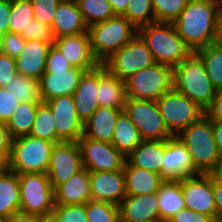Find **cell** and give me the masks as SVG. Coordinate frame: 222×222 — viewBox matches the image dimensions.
I'll use <instances>...</instances> for the list:
<instances>
[{
    "instance_id": "11",
    "label": "cell",
    "mask_w": 222,
    "mask_h": 222,
    "mask_svg": "<svg viewBox=\"0 0 222 222\" xmlns=\"http://www.w3.org/2000/svg\"><path fill=\"white\" fill-rule=\"evenodd\" d=\"M124 111L143 140H167L174 136L167 128L156 101L126 98Z\"/></svg>"
},
{
    "instance_id": "16",
    "label": "cell",
    "mask_w": 222,
    "mask_h": 222,
    "mask_svg": "<svg viewBox=\"0 0 222 222\" xmlns=\"http://www.w3.org/2000/svg\"><path fill=\"white\" fill-rule=\"evenodd\" d=\"M198 174L191 155L178 136L167 139L160 175L165 180H181Z\"/></svg>"
},
{
    "instance_id": "4",
    "label": "cell",
    "mask_w": 222,
    "mask_h": 222,
    "mask_svg": "<svg viewBox=\"0 0 222 222\" xmlns=\"http://www.w3.org/2000/svg\"><path fill=\"white\" fill-rule=\"evenodd\" d=\"M94 57L102 64L114 52L132 40L138 29L125 17L115 15L88 27Z\"/></svg>"
},
{
    "instance_id": "38",
    "label": "cell",
    "mask_w": 222,
    "mask_h": 222,
    "mask_svg": "<svg viewBox=\"0 0 222 222\" xmlns=\"http://www.w3.org/2000/svg\"><path fill=\"white\" fill-rule=\"evenodd\" d=\"M122 16L137 29L155 22L152 0H129L127 9Z\"/></svg>"
},
{
    "instance_id": "46",
    "label": "cell",
    "mask_w": 222,
    "mask_h": 222,
    "mask_svg": "<svg viewBox=\"0 0 222 222\" xmlns=\"http://www.w3.org/2000/svg\"><path fill=\"white\" fill-rule=\"evenodd\" d=\"M19 103L12 93L0 87V120L6 123Z\"/></svg>"
},
{
    "instance_id": "29",
    "label": "cell",
    "mask_w": 222,
    "mask_h": 222,
    "mask_svg": "<svg viewBox=\"0 0 222 222\" xmlns=\"http://www.w3.org/2000/svg\"><path fill=\"white\" fill-rule=\"evenodd\" d=\"M156 193L161 221H168L178 211L185 209L181 180H164Z\"/></svg>"
},
{
    "instance_id": "2",
    "label": "cell",
    "mask_w": 222,
    "mask_h": 222,
    "mask_svg": "<svg viewBox=\"0 0 222 222\" xmlns=\"http://www.w3.org/2000/svg\"><path fill=\"white\" fill-rule=\"evenodd\" d=\"M138 35L146 43L156 63L172 69L193 53L172 23H149L138 28Z\"/></svg>"
},
{
    "instance_id": "59",
    "label": "cell",
    "mask_w": 222,
    "mask_h": 222,
    "mask_svg": "<svg viewBox=\"0 0 222 222\" xmlns=\"http://www.w3.org/2000/svg\"><path fill=\"white\" fill-rule=\"evenodd\" d=\"M8 169L7 161L4 160L0 163V177Z\"/></svg>"
},
{
    "instance_id": "18",
    "label": "cell",
    "mask_w": 222,
    "mask_h": 222,
    "mask_svg": "<svg viewBox=\"0 0 222 222\" xmlns=\"http://www.w3.org/2000/svg\"><path fill=\"white\" fill-rule=\"evenodd\" d=\"M91 200L119 205L126 196L124 170L90 171Z\"/></svg>"
},
{
    "instance_id": "3",
    "label": "cell",
    "mask_w": 222,
    "mask_h": 222,
    "mask_svg": "<svg viewBox=\"0 0 222 222\" xmlns=\"http://www.w3.org/2000/svg\"><path fill=\"white\" fill-rule=\"evenodd\" d=\"M173 88L206 110L216 95L201 58L193 52L173 68Z\"/></svg>"
},
{
    "instance_id": "54",
    "label": "cell",
    "mask_w": 222,
    "mask_h": 222,
    "mask_svg": "<svg viewBox=\"0 0 222 222\" xmlns=\"http://www.w3.org/2000/svg\"><path fill=\"white\" fill-rule=\"evenodd\" d=\"M5 222H37V215H31L19 212L7 217L5 219Z\"/></svg>"
},
{
    "instance_id": "56",
    "label": "cell",
    "mask_w": 222,
    "mask_h": 222,
    "mask_svg": "<svg viewBox=\"0 0 222 222\" xmlns=\"http://www.w3.org/2000/svg\"><path fill=\"white\" fill-rule=\"evenodd\" d=\"M208 174L213 180L222 181V155H220L213 169Z\"/></svg>"
},
{
    "instance_id": "33",
    "label": "cell",
    "mask_w": 222,
    "mask_h": 222,
    "mask_svg": "<svg viewBox=\"0 0 222 222\" xmlns=\"http://www.w3.org/2000/svg\"><path fill=\"white\" fill-rule=\"evenodd\" d=\"M195 53L201 58L206 74L216 90L222 89V45L212 42Z\"/></svg>"
},
{
    "instance_id": "24",
    "label": "cell",
    "mask_w": 222,
    "mask_h": 222,
    "mask_svg": "<svg viewBox=\"0 0 222 222\" xmlns=\"http://www.w3.org/2000/svg\"><path fill=\"white\" fill-rule=\"evenodd\" d=\"M97 100L99 107L124 110L126 100L125 82L111 74L103 64L98 65Z\"/></svg>"
},
{
    "instance_id": "31",
    "label": "cell",
    "mask_w": 222,
    "mask_h": 222,
    "mask_svg": "<svg viewBox=\"0 0 222 222\" xmlns=\"http://www.w3.org/2000/svg\"><path fill=\"white\" fill-rule=\"evenodd\" d=\"M18 174L7 169L0 177V216L9 217L20 212Z\"/></svg>"
},
{
    "instance_id": "41",
    "label": "cell",
    "mask_w": 222,
    "mask_h": 222,
    "mask_svg": "<svg viewBox=\"0 0 222 222\" xmlns=\"http://www.w3.org/2000/svg\"><path fill=\"white\" fill-rule=\"evenodd\" d=\"M60 222H88L86 203L84 204H55L52 210Z\"/></svg>"
},
{
    "instance_id": "23",
    "label": "cell",
    "mask_w": 222,
    "mask_h": 222,
    "mask_svg": "<svg viewBox=\"0 0 222 222\" xmlns=\"http://www.w3.org/2000/svg\"><path fill=\"white\" fill-rule=\"evenodd\" d=\"M91 200L90 171L83 167L54 189V204H84Z\"/></svg>"
},
{
    "instance_id": "51",
    "label": "cell",
    "mask_w": 222,
    "mask_h": 222,
    "mask_svg": "<svg viewBox=\"0 0 222 222\" xmlns=\"http://www.w3.org/2000/svg\"><path fill=\"white\" fill-rule=\"evenodd\" d=\"M11 11V0H0V36L9 32L8 19Z\"/></svg>"
},
{
    "instance_id": "43",
    "label": "cell",
    "mask_w": 222,
    "mask_h": 222,
    "mask_svg": "<svg viewBox=\"0 0 222 222\" xmlns=\"http://www.w3.org/2000/svg\"><path fill=\"white\" fill-rule=\"evenodd\" d=\"M33 6L34 19L51 26L60 0H30Z\"/></svg>"
},
{
    "instance_id": "8",
    "label": "cell",
    "mask_w": 222,
    "mask_h": 222,
    "mask_svg": "<svg viewBox=\"0 0 222 222\" xmlns=\"http://www.w3.org/2000/svg\"><path fill=\"white\" fill-rule=\"evenodd\" d=\"M156 103L167 128L174 136L205 115L204 109L173 87Z\"/></svg>"
},
{
    "instance_id": "14",
    "label": "cell",
    "mask_w": 222,
    "mask_h": 222,
    "mask_svg": "<svg viewBox=\"0 0 222 222\" xmlns=\"http://www.w3.org/2000/svg\"><path fill=\"white\" fill-rule=\"evenodd\" d=\"M181 190L186 209L208 215L217 221L212 178L209 174H198L181 179Z\"/></svg>"
},
{
    "instance_id": "19",
    "label": "cell",
    "mask_w": 222,
    "mask_h": 222,
    "mask_svg": "<svg viewBox=\"0 0 222 222\" xmlns=\"http://www.w3.org/2000/svg\"><path fill=\"white\" fill-rule=\"evenodd\" d=\"M84 72V69L76 67L66 71H45L39 79L41 101L72 95Z\"/></svg>"
},
{
    "instance_id": "58",
    "label": "cell",
    "mask_w": 222,
    "mask_h": 222,
    "mask_svg": "<svg viewBox=\"0 0 222 222\" xmlns=\"http://www.w3.org/2000/svg\"><path fill=\"white\" fill-rule=\"evenodd\" d=\"M214 42L222 45V11L217 20L216 37Z\"/></svg>"
},
{
    "instance_id": "20",
    "label": "cell",
    "mask_w": 222,
    "mask_h": 222,
    "mask_svg": "<svg viewBox=\"0 0 222 222\" xmlns=\"http://www.w3.org/2000/svg\"><path fill=\"white\" fill-rule=\"evenodd\" d=\"M120 222H161L157 193L126 195L119 204Z\"/></svg>"
},
{
    "instance_id": "35",
    "label": "cell",
    "mask_w": 222,
    "mask_h": 222,
    "mask_svg": "<svg viewBox=\"0 0 222 222\" xmlns=\"http://www.w3.org/2000/svg\"><path fill=\"white\" fill-rule=\"evenodd\" d=\"M29 135L56 143V129L50 106L41 101Z\"/></svg>"
},
{
    "instance_id": "62",
    "label": "cell",
    "mask_w": 222,
    "mask_h": 222,
    "mask_svg": "<svg viewBox=\"0 0 222 222\" xmlns=\"http://www.w3.org/2000/svg\"><path fill=\"white\" fill-rule=\"evenodd\" d=\"M220 7H221V11H222V0H218Z\"/></svg>"
},
{
    "instance_id": "28",
    "label": "cell",
    "mask_w": 222,
    "mask_h": 222,
    "mask_svg": "<svg viewBox=\"0 0 222 222\" xmlns=\"http://www.w3.org/2000/svg\"><path fill=\"white\" fill-rule=\"evenodd\" d=\"M166 140H143L133 152L126 157L131 165L160 174L164 157Z\"/></svg>"
},
{
    "instance_id": "61",
    "label": "cell",
    "mask_w": 222,
    "mask_h": 222,
    "mask_svg": "<svg viewBox=\"0 0 222 222\" xmlns=\"http://www.w3.org/2000/svg\"><path fill=\"white\" fill-rule=\"evenodd\" d=\"M5 217L0 216V222H5Z\"/></svg>"
},
{
    "instance_id": "47",
    "label": "cell",
    "mask_w": 222,
    "mask_h": 222,
    "mask_svg": "<svg viewBox=\"0 0 222 222\" xmlns=\"http://www.w3.org/2000/svg\"><path fill=\"white\" fill-rule=\"evenodd\" d=\"M15 58L0 52V87H4L16 75Z\"/></svg>"
},
{
    "instance_id": "26",
    "label": "cell",
    "mask_w": 222,
    "mask_h": 222,
    "mask_svg": "<svg viewBox=\"0 0 222 222\" xmlns=\"http://www.w3.org/2000/svg\"><path fill=\"white\" fill-rule=\"evenodd\" d=\"M54 38L88 32L78 4L61 2L51 24Z\"/></svg>"
},
{
    "instance_id": "40",
    "label": "cell",
    "mask_w": 222,
    "mask_h": 222,
    "mask_svg": "<svg viewBox=\"0 0 222 222\" xmlns=\"http://www.w3.org/2000/svg\"><path fill=\"white\" fill-rule=\"evenodd\" d=\"M189 0H152L155 22H174Z\"/></svg>"
},
{
    "instance_id": "6",
    "label": "cell",
    "mask_w": 222,
    "mask_h": 222,
    "mask_svg": "<svg viewBox=\"0 0 222 222\" xmlns=\"http://www.w3.org/2000/svg\"><path fill=\"white\" fill-rule=\"evenodd\" d=\"M177 136L191 155L195 169L200 174H208L220 157L214 141L211 120L204 115Z\"/></svg>"
},
{
    "instance_id": "12",
    "label": "cell",
    "mask_w": 222,
    "mask_h": 222,
    "mask_svg": "<svg viewBox=\"0 0 222 222\" xmlns=\"http://www.w3.org/2000/svg\"><path fill=\"white\" fill-rule=\"evenodd\" d=\"M77 143L82 165L92 172L116 171L124 168L126 157L111 143L81 137Z\"/></svg>"
},
{
    "instance_id": "22",
    "label": "cell",
    "mask_w": 222,
    "mask_h": 222,
    "mask_svg": "<svg viewBox=\"0 0 222 222\" xmlns=\"http://www.w3.org/2000/svg\"><path fill=\"white\" fill-rule=\"evenodd\" d=\"M98 66L85 71L72 94L78 118L84 123L99 107Z\"/></svg>"
},
{
    "instance_id": "52",
    "label": "cell",
    "mask_w": 222,
    "mask_h": 222,
    "mask_svg": "<svg viewBox=\"0 0 222 222\" xmlns=\"http://www.w3.org/2000/svg\"><path fill=\"white\" fill-rule=\"evenodd\" d=\"M217 221L222 222V181L212 179Z\"/></svg>"
},
{
    "instance_id": "17",
    "label": "cell",
    "mask_w": 222,
    "mask_h": 222,
    "mask_svg": "<svg viewBox=\"0 0 222 222\" xmlns=\"http://www.w3.org/2000/svg\"><path fill=\"white\" fill-rule=\"evenodd\" d=\"M54 46L72 67L89 71L100 64L93 55L88 32L58 37L54 41Z\"/></svg>"
},
{
    "instance_id": "37",
    "label": "cell",
    "mask_w": 222,
    "mask_h": 222,
    "mask_svg": "<svg viewBox=\"0 0 222 222\" xmlns=\"http://www.w3.org/2000/svg\"><path fill=\"white\" fill-rule=\"evenodd\" d=\"M9 15V32H26L29 22L34 19V11L31 1L11 0V11Z\"/></svg>"
},
{
    "instance_id": "53",
    "label": "cell",
    "mask_w": 222,
    "mask_h": 222,
    "mask_svg": "<svg viewBox=\"0 0 222 222\" xmlns=\"http://www.w3.org/2000/svg\"><path fill=\"white\" fill-rule=\"evenodd\" d=\"M211 126L218 152L220 155H222V121L211 120Z\"/></svg>"
},
{
    "instance_id": "32",
    "label": "cell",
    "mask_w": 222,
    "mask_h": 222,
    "mask_svg": "<svg viewBox=\"0 0 222 222\" xmlns=\"http://www.w3.org/2000/svg\"><path fill=\"white\" fill-rule=\"evenodd\" d=\"M40 102H20L5 123L11 139L29 135Z\"/></svg>"
},
{
    "instance_id": "21",
    "label": "cell",
    "mask_w": 222,
    "mask_h": 222,
    "mask_svg": "<svg viewBox=\"0 0 222 222\" xmlns=\"http://www.w3.org/2000/svg\"><path fill=\"white\" fill-rule=\"evenodd\" d=\"M50 44L37 40H26L25 46L15 58L17 73L39 80L45 72L46 57Z\"/></svg>"
},
{
    "instance_id": "42",
    "label": "cell",
    "mask_w": 222,
    "mask_h": 222,
    "mask_svg": "<svg viewBox=\"0 0 222 222\" xmlns=\"http://www.w3.org/2000/svg\"><path fill=\"white\" fill-rule=\"evenodd\" d=\"M26 40H37L54 46V35L51 26L33 19L29 22L26 32L19 33Z\"/></svg>"
},
{
    "instance_id": "7",
    "label": "cell",
    "mask_w": 222,
    "mask_h": 222,
    "mask_svg": "<svg viewBox=\"0 0 222 222\" xmlns=\"http://www.w3.org/2000/svg\"><path fill=\"white\" fill-rule=\"evenodd\" d=\"M173 69L155 63L126 79V98L157 101L173 87Z\"/></svg>"
},
{
    "instance_id": "45",
    "label": "cell",
    "mask_w": 222,
    "mask_h": 222,
    "mask_svg": "<svg viewBox=\"0 0 222 222\" xmlns=\"http://www.w3.org/2000/svg\"><path fill=\"white\" fill-rule=\"evenodd\" d=\"M70 68H72V65L69 61L55 46H51L46 57L45 71H66Z\"/></svg>"
},
{
    "instance_id": "50",
    "label": "cell",
    "mask_w": 222,
    "mask_h": 222,
    "mask_svg": "<svg viewBox=\"0 0 222 222\" xmlns=\"http://www.w3.org/2000/svg\"><path fill=\"white\" fill-rule=\"evenodd\" d=\"M11 141L5 122L0 120V156L6 161L10 155Z\"/></svg>"
},
{
    "instance_id": "39",
    "label": "cell",
    "mask_w": 222,
    "mask_h": 222,
    "mask_svg": "<svg viewBox=\"0 0 222 222\" xmlns=\"http://www.w3.org/2000/svg\"><path fill=\"white\" fill-rule=\"evenodd\" d=\"M86 213L88 222H120L119 205L114 203L89 200Z\"/></svg>"
},
{
    "instance_id": "36",
    "label": "cell",
    "mask_w": 222,
    "mask_h": 222,
    "mask_svg": "<svg viewBox=\"0 0 222 222\" xmlns=\"http://www.w3.org/2000/svg\"><path fill=\"white\" fill-rule=\"evenodd\" d=\"M77 4L88 27L115 16L108 0H79Z\"/></svg>"
},
{
    "instance_id": "49",
    "label": "cell",
    "mask_w": 222,
    "mask_h": 222,
    "mask_svg": "<svg viewBox=\"0 0 222 222\" xmlns=\"http://www.w3.org/2000/svg\"><path fill=\"white\" fill-rule=\"evenodd\" d=\"M205 115L210 120L222 121V89L216 91L211 105L205 110Z\"/></svg>"
},
{
    "instance_id": "9",
    "label": "cell",
    "mask_w": 222,
    "mask_h": 222,
    "mask_svg": "<svg viewBox=\"0 0 222 222\" xmlns=\"http://www.w3.org/2000/svg\"><path fill=\"white\" fill-rule=\"evenodd\" d=\"M20 212L44 215L54 209V189L46 173L18 174Z\"/></svg>"
},
{
    "instance_id": "57",
    "label": "cell",
    "mask_w": 222,
    "mask_h": 222,
    "mask_svg": "<svg viewBox=\"0 0 222 222\" xmlns=\"http://www.w3.org/2000/svg\"><path fill=\"white\" fill-rule=\"evenodd\" d=\"M37 222H60L57 215L52 211L44 215L37 216Z\"/></svg>"
},
{
    "instance_id": "27",
    "label": "cell",
    "mask_w": 222,
    "mask_h": 222,
    "mask_svg": "<svg viewBox=\"0 0 222 222\" xmlns=\"http://www.w3.org/2000/svg\"><path fill=\"white\" fill-rule=\"evenodd\" d=\"M126 195H146L156 193L164 178L153 171L131 166L127 161L124 164Z\"/></svg>"
},
{
    "instance_id": "30",
    "label": "cell",
    "mask_w": 222,
    "mask_h": 222,
    "mask_svg": "<svg viewBox=\"0 0 222 222\" xmlns=\"http://www.w3.org/2000/svg\"><path fill=\"white\" fill-rule=\"evenodd\" d=\"M143 141L140 133L125 111L118 115L111 144L128 157L133 150Z\"/></svg>"
},
{
    "instance_id": "10",
    "label": "cell",
    "mask_w": 222,
    "mask_h": 222,
    "mask_svg": "<svg viewBox=\"0 0 222 222\" xmlns=\"http://www.w3.org/2000/svg\"><path fill=\"white\" fill-rule=\"evenodd\" d=\"M156 63L146 43L137 34L102 64L113 75L125 81L136 72Z\"/></svg>"
},
{
    "instance_id": "25",
    "label": "cell",
    "mask_w": 222,
    "mask_h": 222,
    "mask_svg": "<svg viewBox=\"0 0 222 222\" xmlns=\"http://www.w3.org/2000/svg\"><path fill=\"white\" fill-rule=\"evenodd\" d=\"M121 111L122 110L116 108L98 107V109L83 123L82 137L111 143L113 130Z\"/></svg>"
},
{
    "instance_id": "63",
    "label": "cell",
    "mask_w": 222,
    "mask_h": 222,
    "mask_svg": "<svg viewBox=\"0 0 222 222\" xmlns=\"http://www.w3.org/2000/svg\"><path fill=\"white\" fill-rule=\"evenodd\" d=\"M2 161H4V159L0 156V163H1Z\"/></svg>"
},
{
    "instance_id": "15",
    "label": "cell",
    "mask_w": 222,
    "mask_h": 222,
    "mask_svg": "<svg viewBox=\"0 0 222 222\" xmlns=\"http://www.w3.org/2000/svg\"><path fill=\"white\" fill-rule=\"evenodd\" d=\"M50 106L56 129V143L77 142L83 135V122L78 118L72 95L46 101Z\"/></svg>"
},
{
    "instance_id": "48",
    "label": "cell",
    "mask_w": 222,
    "mask_h": 222,
    "mask_svg": "<svg viewBox=\"0 0 222 222\" xmlns=\"http://www.w3.org/2000/svg\"><path fill=\"white\" fill-rule=\"evenodd\" d=\"M170 222H214L208 215L190 209H183L173 215Z\"/></svg>"
},
{
    "instance_id": "60",
    "label": "cell",
    "mask_w": 222,
    "mask_h": 222,
    "mask_svg": "<svg viewBox=\"0 0 222 222\" xmlns=\"http://www.w3.org/2000/svg\"><path fill=\"white\" fill-rule=\"evenodd\" d=\"M61 2L78 3L79 0H60Z\"/></svg>"
},
{
    "instance_id": "5",
    "label": "cell",
    "mask_w": 222,
    "mask_h": 222,
    "mask_svg": "<svg viewBox=\"0 0 222 222\" xmlns=\"http://www.w3.org/2000/svg\"><path fill=\"white\" fill-rule=\"evenodd\" d=\"M55 143L31 135L11 141L8 169L16 174L47 173Z\"/></svg>"
},
{
    "instance_id": "34",
    "label": "cell",
    "mask_w": 222,
    "mask_h": 222,
    "mask_svg": "<svg viewBox=\"0 0 222 222\" xmlns=\"http://www.w3.org/2000/svg\"><path fill=\"white\" fill-rule=\"evenodd\" d=\"M3 88L12 93L19 102H41L39 80L16 73Z\"/></svg>"
},
{
    "instance_id": "44",
    "label": "cell",
    "mask_w": 222,
    "mask_h": 222,
    "mask_svg": "<svg viewBox=\"0 0 222 222\" xmlns=\"http://www.w3.org/2000/svg\"><path fill=\"white\" fill-rule=\"evenodd\" d=\"M26 43L19 33H5L0 36V52L7 54L9 57L16 58L22 52Z\"/></svg>"
},
{
    "instance_id": "13",
    "label": "cell",
    "mask_w": 222,
    "mask_h": 222,
    "mask_svg": "<svg viewBox=\"0 0 222 222\" xmlns=\"http://www.w3.org/2000/svg\"><path fill=\"white\" fill-rule=\"evenodd\" d=\"M82 168L81 151L77 142L55 143L46 173L53 189L67 182Z\"/></svg>"
},
{
    "instance_id": "1",
    "label": "cell",
    "mask_w": 222,
    "mask_h": 222,
    "mask_svg": "<svg viewBox=\"0 0 222 222\" xmlns=\"http://www.w3.org/2000/svg\"><path fill=\"white\" fill-rule=\"evenodd\" d=\"M220 12L218 0H189L172 24L177 34L195 52L215 41Z\"/></svg>"
},
{
    "instance_id": "55",
    "label": "cell",
    "mask_w": 222,
    "mask_h": 222,
    "mask_svg": "<svg viewBox=\"0 0 222 222\" xmlns=\"http://www.w3.org/2000/svg\"><path fill=\"white\" fill-rule=\"evenodd\" d=\"M129 0H108V2L111 4L112 10L115 15L122 16L128 5Z\"/></svg>"
}]
</instances>
